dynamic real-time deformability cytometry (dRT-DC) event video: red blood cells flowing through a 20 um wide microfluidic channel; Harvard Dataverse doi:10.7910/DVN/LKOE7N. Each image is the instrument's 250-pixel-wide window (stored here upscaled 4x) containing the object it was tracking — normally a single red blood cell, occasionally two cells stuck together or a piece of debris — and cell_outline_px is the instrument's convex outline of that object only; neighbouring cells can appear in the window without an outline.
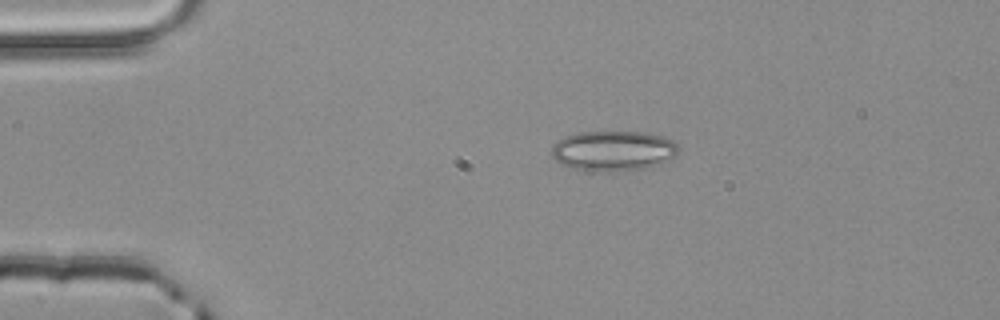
{"species": "common noctule bat (a hibernating species)", "species_latin": "Nyctalus noctula", "temperature_condition": "room temperature", "stored_images_in_passage": 2, "camera_frame_rate_fps": 3000, "um_per_image_px": 0.085, "animal": {"sex": "male", "body_mass_g": 20.4}, "frame": {"image": 1, "passage_image": 1, "time_ms": 0.0, "image_size_px": [1000, 320], "cell_outline_px": [[680, 148], [672, 156], [660, 164], [644, 168], [624, 172], [600, 172], [568, 168], [560, 164], [552, 156], [552, 148], [556, 140], [564, 136], [576, 132], [644, 132], [660, 136], [672, 140], [680, 144]], "centroid_in_image_um": [52.09, 12.83], "position_along_channel_um": 32.9, "area_um2": 30.11}}